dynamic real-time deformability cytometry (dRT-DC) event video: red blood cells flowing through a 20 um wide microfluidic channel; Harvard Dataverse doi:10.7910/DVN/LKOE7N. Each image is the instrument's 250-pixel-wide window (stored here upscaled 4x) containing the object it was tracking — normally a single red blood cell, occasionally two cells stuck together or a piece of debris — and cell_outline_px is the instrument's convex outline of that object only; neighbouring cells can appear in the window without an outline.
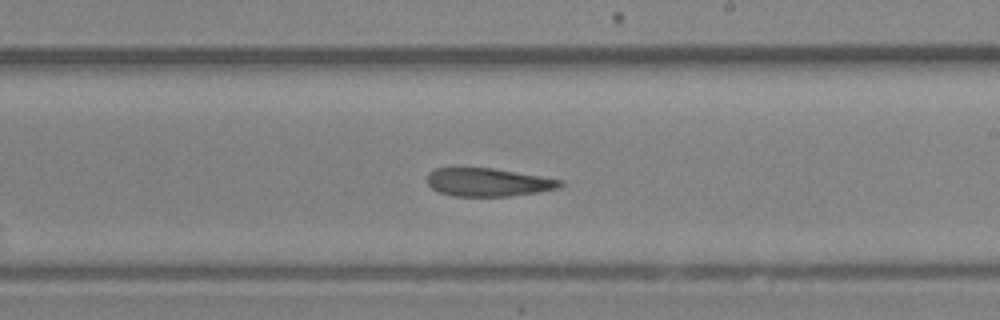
{"species": "Egyptian fruit bat (a non-hibernating species)", "species_latin": "Rousettus aegyptiacus", "temperature_condition": "room temperature", "stored_images_in_passage": 36, "camera_frame_rate_fps": 3000, "um_per_image_px": 0.085, "animal": {"sex": "female"}, "frame": {"image": 1, "passage_image": 21, "time_ms": 6.667, "image_size_px": [1000, 320], "cell_outline_px": [[564, 184], [560, 188], [540, 192], [508, 196], [452, 196], [440, 192], [432, 188], [428, 184], [428, 172], [436, 168], [492, 168], [564, 180]], "centroid_in_image_um": [41.53, 15.49], "position_along_channel_um": 247.5, "area_um2": 21.85}}